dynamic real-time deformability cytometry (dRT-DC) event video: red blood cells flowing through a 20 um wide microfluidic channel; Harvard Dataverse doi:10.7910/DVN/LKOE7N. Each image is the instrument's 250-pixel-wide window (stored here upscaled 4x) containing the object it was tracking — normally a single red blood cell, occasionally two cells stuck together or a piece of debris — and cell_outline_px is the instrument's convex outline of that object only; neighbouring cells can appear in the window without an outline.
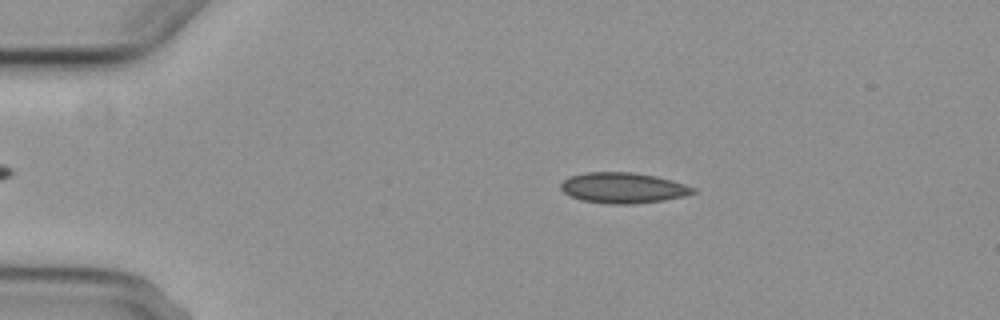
{"species": "common noctule bat (a hibernating species)", "species_latin": "Nyctalus noctula", "temperature_condition": "cold", "stored_images_in_passage": 7, "camera_frame_rate_fps": 3000, "um_per_image_px": 0.085, "animal": {"sex": "female", "body_mass_g": 29.2, "forearm_length_mm": 56.3}, "frame": {"image": 1, "passage_image": 3, "time_ms": 3.333, "image_size_px": [1000, 320], "cell_outline_px": [[696, 192], [684, 196], [664, 200], [628, 204], [612, 204], [580, 200], [564, 192], [560, 188], [560, 184], [568, 176], [584, 172], [632, 172], [656, 176], [672, 180], [696, 188]], "centroid_in_image_um": [52.95, 15.96], "position_along_channel_um": 32.1, "area_um2": 23.58}}
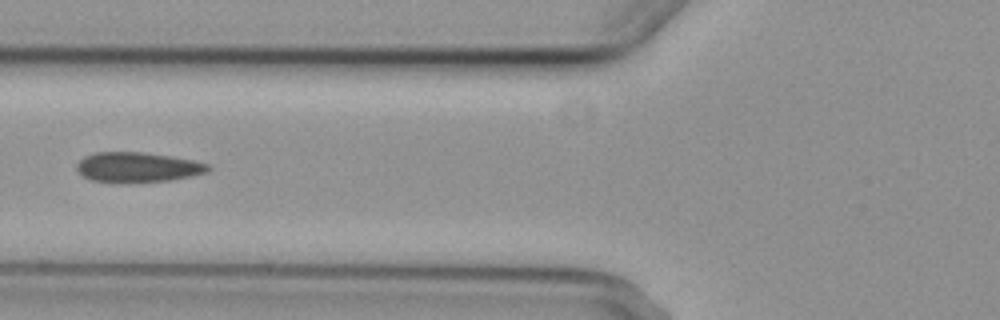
{"frame": {"image": 2, "passage_image": 6, "time_ms": 7.0, "image_size_px": [1000, 320], "cell_outline_px": [[212, 168], [208, 172], [192, 176], [172, 180], [120, 184], [116, 184], [92, 180], [84, 176], [76, 168], [76, 164], [84, 156], [96, 152], [144, 152], [172, 156], [192, 160], [208, 164]], "centroid_in_image_um": [11.7, 14.23], "position_along_channel_um": 114.1, "area_um2": 23.41}}
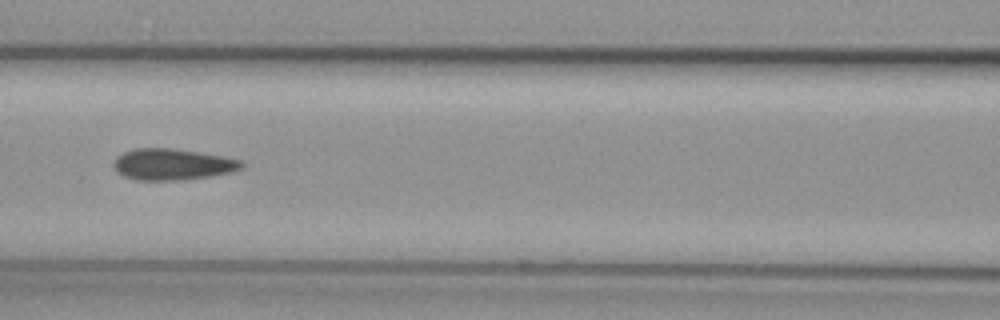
{"frame": {"image": 3, "passage_image": 7, "time_ms": 8.0, "image_size_px": [1000, 320], "cell_outline_px": [[244, 168], [232, 172], [212, 176], [184, 180], [136, 180], [124, 176], [116, 172], [112, 164], [116, 156], [124, 152], [136, 148], [176, 148], [224, 156], [240, 160], [244, 164]], "centroid_in_image_um": [14.67, 13.97], "position_along_channel_um": 151.9, "area_um2": 23.7}}